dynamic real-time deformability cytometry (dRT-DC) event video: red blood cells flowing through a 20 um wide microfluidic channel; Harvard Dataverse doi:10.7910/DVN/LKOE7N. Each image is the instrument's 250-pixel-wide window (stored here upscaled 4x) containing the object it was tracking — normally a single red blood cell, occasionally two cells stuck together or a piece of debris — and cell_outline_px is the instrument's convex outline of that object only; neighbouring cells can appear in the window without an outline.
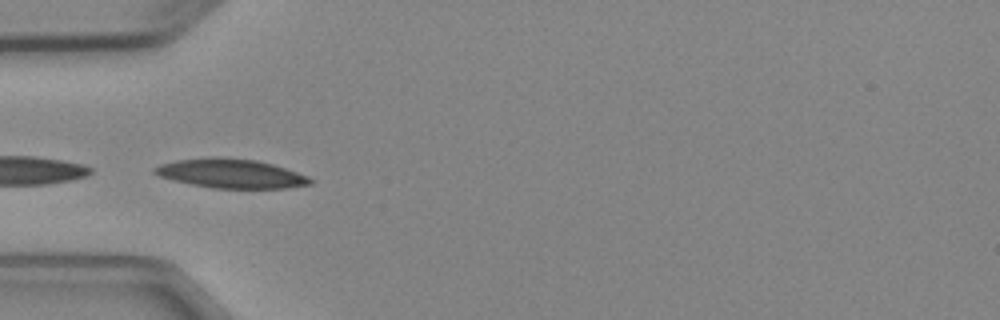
{"species": "Egyptian fruit bat (a non-hibernating species)", "species_latin": "Rousettus aegyptiacus", "temperature_condition": "cold", "stored_images_in_passage": 7, "camera_frame_rate_fps": 3000, "um_per_image_px": 0.085, "animal": {"sex": "female"}, "frame": {"image": 1, "passage_image": 4, "time_ms": 3.667, "image_size_px": [1000, 320], "cell_outline_px": [[312, 184], [284, 188], [212, 188], [172, 180], [160, 176], [152, 172], [152, 168], [160, 164], [176, 160], [212, 156], [216, 156], [256, 160], [272, 164], [308, 176], [312, 180]], "centroid_in_image_um": [19.58, 14.74], "position_along_channel_um": 65.4, "area_um2": 26.41}}